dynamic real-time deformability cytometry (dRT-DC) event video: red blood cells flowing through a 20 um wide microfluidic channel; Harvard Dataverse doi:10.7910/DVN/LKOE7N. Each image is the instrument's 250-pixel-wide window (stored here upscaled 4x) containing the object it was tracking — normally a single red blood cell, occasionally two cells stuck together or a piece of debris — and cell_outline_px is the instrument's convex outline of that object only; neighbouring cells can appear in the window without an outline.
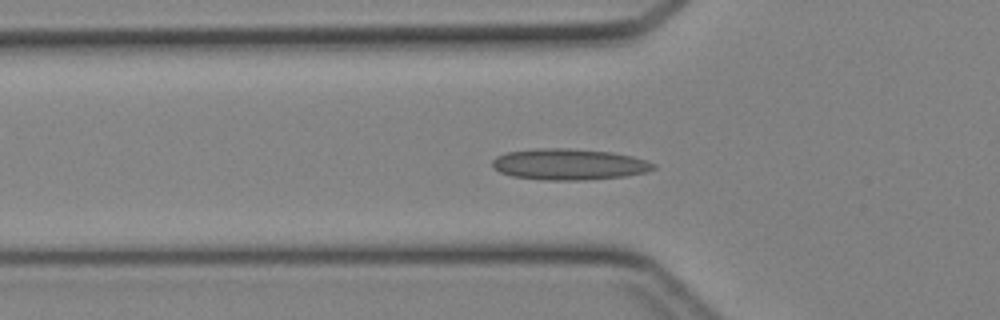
{"species": "Egyptian fruit bat (a non-hibernating species)", "species_latin": "Rousettus aegyptiacus", "temperature_condition": "cold", "stored_images_in_passage": 28, "camera_frame_rate_fps": 3000, "um_per_image_px": 0.085, "animal": {"sex": "female"}, "frame": {"image": 1, "passage_image": 4, "time_ms": 1.0, "image_size_px": [1000, 320], "cell_outline_px": [[656, 168], [648, 172], [624, 176], [580, 180], [544, 180], [512, 176], [500, 172], [492, 168], [492, 160], [496, 156], [504, 152], [540, 148], [568, 148], [612, 152], [632, 156], [656, 164]], "centroid_in_image_um": [48.34, 13.96], "position_along_channel_um": 77.5, "area_um2": 29.36}}
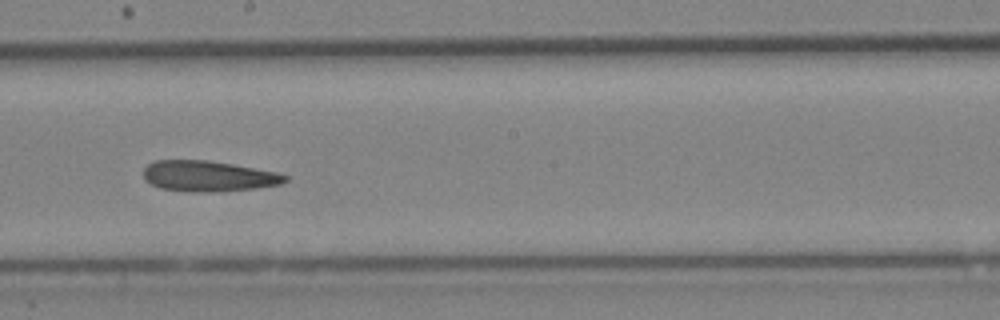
{"frame": {"image": 2, "passage_image": 14, "time_ms": 4.333, "image_size_px": [1000, 320], "cell_outline_px": [[288, 180], [280, 184], [256, 188], [200, 192], [192, 192], [160, 188], [144, 180], [144, 168], [148, 164], [156, 160], [208, 160], [232, 164], [276, 172], [288, 176]], "centroid_in_image_um": [17.68, 14.96], "position_along_channel_um": 230.5, "area_um2": 25.09}}
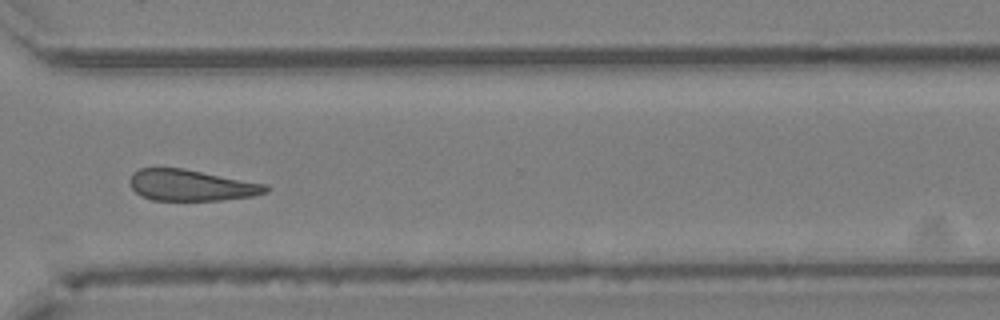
{"frame": {"image": 3, "passage_image": 22, "time_ms": 7.0, "image_size_px": [1000, 320], "cell_outline_px": [[268, 192], [252, 196], [220, 200], [152, 200], [140, 196], [132, 188], [128, 180], [132, 172], [140, 168], [184, 168], [268, 184]], "centroid_in_image_um": [16.23, 15.74], "position_along_channel_um": 354.4, "area_um2": 24.91}}